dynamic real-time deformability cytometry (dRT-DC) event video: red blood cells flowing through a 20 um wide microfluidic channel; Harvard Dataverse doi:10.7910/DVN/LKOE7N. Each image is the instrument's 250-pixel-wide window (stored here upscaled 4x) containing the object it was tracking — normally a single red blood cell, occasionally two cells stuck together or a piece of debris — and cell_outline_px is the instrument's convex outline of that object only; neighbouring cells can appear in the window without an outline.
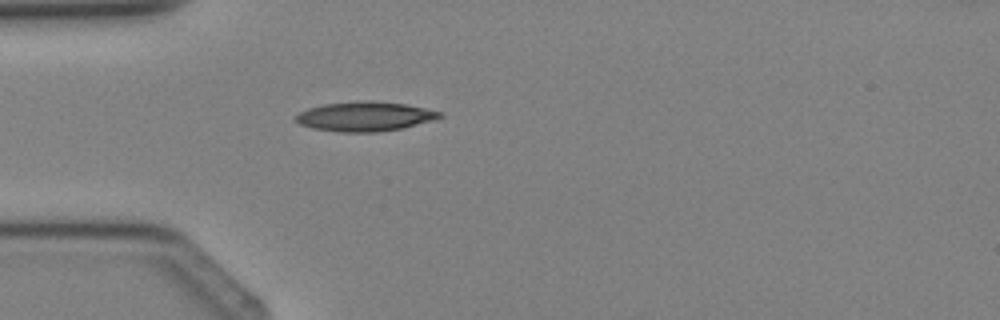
{"species": "Egyptian fruit bat (a non-hibernating species)", "species_latin": "Rousettus aegyptiacus", "temperature_condition": "cold", "stored_images_in_passage": 2, "camera_frame_rate_fps": 3000, "um_per_image_px": 0.085, "animal": {"sex": "female"}, "frame": {"image": 1, "passage_image": 2, "time_ms": 1.333, "image_size_px": [1000, 320], "cell_outline_px": [[444, 116], [436, 120], [404, 128], [380, 132], [340, 132], [312, 128], [300, 124], [296, 120], [296, 116], [300, 112], [308, 108], [324, 104], [364, 100], [368, 100], [404, 104], [444, 112]], "centroid_in_image_um": [31.08, 9.9], "position_along_channel_um": 53.9, "area_um2": 24.91}}